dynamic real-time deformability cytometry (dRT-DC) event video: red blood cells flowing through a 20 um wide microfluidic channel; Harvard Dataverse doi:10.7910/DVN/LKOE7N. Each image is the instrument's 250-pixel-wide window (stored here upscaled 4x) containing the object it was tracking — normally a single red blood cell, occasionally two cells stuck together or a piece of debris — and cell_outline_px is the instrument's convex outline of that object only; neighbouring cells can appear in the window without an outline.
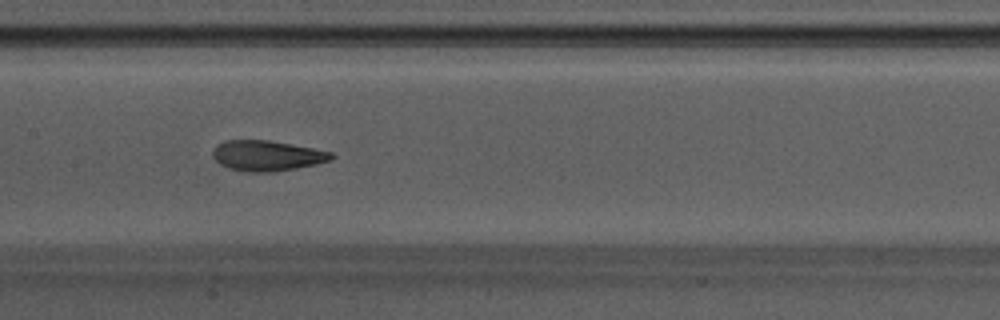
{"species": "Egyptian fruit bat (a non-hibernating species)", "species_latin": "Rousettus aegyptiacus", "temperature_condition": "warm", "stored_images_in_passage": 41, "camera_frame_rate_fps": 3000, "um_per_image_px": 0.085, "animal": {"sex": "male"}, "frame": {"image": 1, "passage_image": 13, "time_ms": 4.0, "image_size_px": [1000, 320], "cell_outline_px": [[336, 156], [332, 160], [316, 164], [296, 168], [272, 172], [248, 172], [228, 168], [220, 164], [212, 156], [212, 148], [224, 140], [268, 140], [312, 148], [332, 152]], "centroid_in_image_um": [22.68, 13.23], "position_along_channel_um": 184.7, "area_um2": 21.1}}
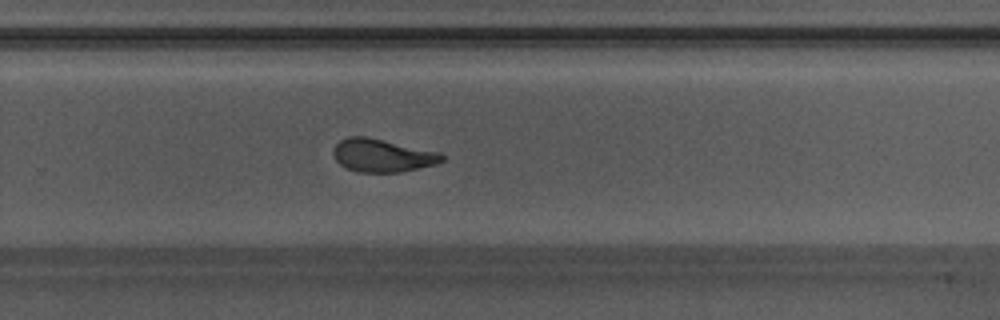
{"frame": {"image": 2, "passage_image": 22, "time_ms": 7.0, "image_size_px": [1000, 320], "cell_outline_px": [[444, 160], [436, 164], [400, 172], [360, 172], [348, 168], [340, 164], [336, 160], [332, 152], [336, 144], [340, 140], [348, 136], [364, 136], [440, 152], [444, 156]], "centroid_in_image_um": [32.49, 13.21], "position_along_channel_um": 297.3, "area_um2": 20.69}}
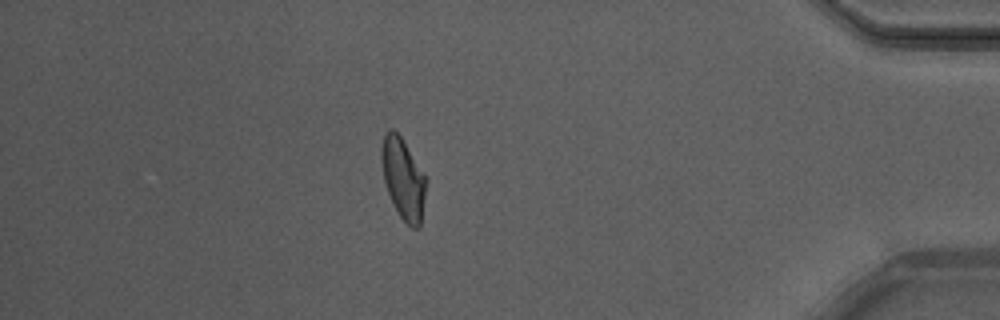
{"frame": {"image": 3, "passage_image": 34, "time_ms": 11.0, "image_size_px": [1000, 320], "cell_outline_px": [[428, 180], [420, 228], [412, 228], [400, 216], [388, 192], [384, 180], [380, 156], [380, 152], [384, 136], [388, 128], [392, 128], [400, 136]], "centroid_in_image_um": [34.28, 15.19], "position_along_channel_um": 400.9, "area_um2": 20.87}, "authors_computed_cell_mechanics": {"area_um2": 21.097, "velocity_mm_per_s": 3.7659, "shape_relaxation_time_tau1_ms": 3.3119, "shape_relaxation_time_tau2_ms": 2.0313, "deformation_change_tau1": 0.1724, "deformation_change_tau2": 0.1024}}